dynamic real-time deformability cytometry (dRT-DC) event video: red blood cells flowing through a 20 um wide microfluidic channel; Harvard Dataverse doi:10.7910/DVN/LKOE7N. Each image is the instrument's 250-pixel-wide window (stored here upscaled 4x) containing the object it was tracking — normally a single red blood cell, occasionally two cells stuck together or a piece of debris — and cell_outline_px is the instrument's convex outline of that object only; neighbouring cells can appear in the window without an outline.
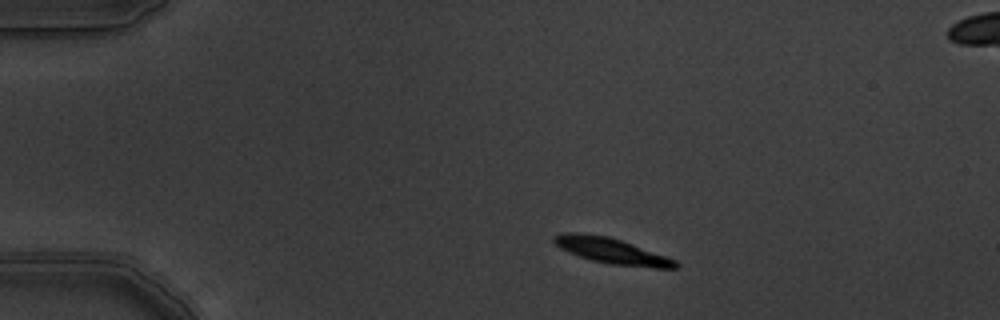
{"species": "common noctule bat (a hibernating species)", "species_latin": "Nyctalus noctula", "temperature_condition": "warm", "stored_images_in_passage": 4, "camera_frame_rate_fps": 3000, "um_per_image_px": 0.085, "animal": {"sex": "male", "body_mass_g": 19.5, "forearm_length_mm": 54.6}, "frame": {"image": 1, "passage_image": 1, "time_ms": 0.0, "image_size_px": [1000, 320], "cell_outline_px": [[680, 264], [676, 268], [656, 268], [612, 264], [592, 260], [568, 252], [560, 248], [552, 240], [552, 236], [564, 232], [580, 232], [608, 236], [632, 244], [676, 260]], "centroid_in_image_um": [51.95, 21.31], "position_along_channel_um": 33.0, "area_um2": 18.03}}